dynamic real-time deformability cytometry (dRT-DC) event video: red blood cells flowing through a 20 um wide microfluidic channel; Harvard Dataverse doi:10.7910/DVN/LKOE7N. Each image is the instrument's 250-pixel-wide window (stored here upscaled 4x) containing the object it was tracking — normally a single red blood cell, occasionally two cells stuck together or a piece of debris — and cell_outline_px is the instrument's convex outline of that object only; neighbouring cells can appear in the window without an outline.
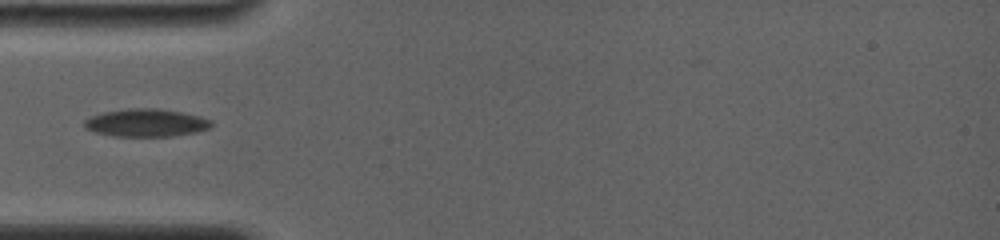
{"species": "common noctule bat (a hibernating species)", "species_latin": "Nyctalus noctula", "temperature_condition": "room temperature", "stored_images_in_passage": 2, "camera_frame_rate_fps": 4000, "um_per_image_px": 0.085, "animal": {"sex": "female", "body_mass_g": 19.0, "forearm_length_mm": 56.7}, "frame": {"image": 1, "passage_image": 1, "time_ms": 0.0, "image_size_px": [1000, 240], "cell_outline_px": [[212, 124], [208, 128], [196, 132], [172, 136], [112, 136], [96, 132], [84, 128], [84, 120], [92, 116], [104, 112], [132, 108], [156, 108], [180, 112], [200, 116], [212, 120]], "centroid_in_image_um": [12.41, 10.44], "position_along_channel_um": 72.6, "area_um2": 20.4}}